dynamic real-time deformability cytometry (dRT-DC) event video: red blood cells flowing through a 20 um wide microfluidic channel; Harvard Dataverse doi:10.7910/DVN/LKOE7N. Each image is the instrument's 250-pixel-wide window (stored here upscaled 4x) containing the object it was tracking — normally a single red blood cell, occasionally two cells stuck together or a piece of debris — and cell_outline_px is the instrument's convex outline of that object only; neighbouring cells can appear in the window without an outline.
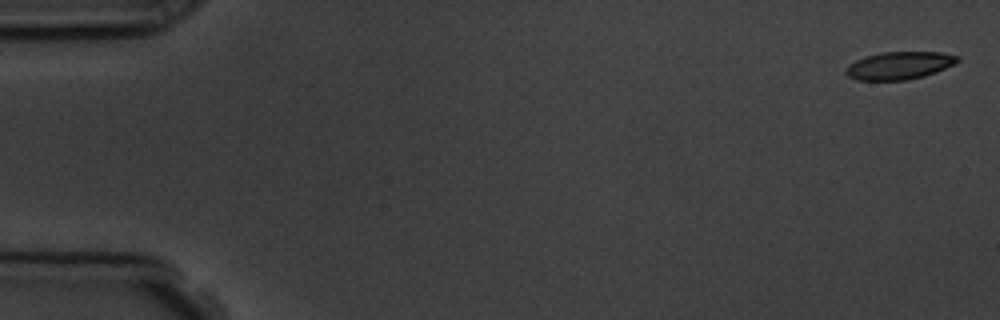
{"species": "common noctule bat (a hibernating species)", "species_latin": "Nyctalus noctula", "temperature_condition": "room temperature", "stored_images_in_passage": 4, "camera_frame_rate_fps": 3000, "um_per_image_px": 0.085, "animal": {"sex": "male", "body_mass_g": 19.5, "forearm_length_mm": 54.6}, "frame": {"image": 1, "passage_image": 1, "time_ms": 0.0, "image_size_px": [1000, 320], "cell_outline_px": [[960, 60], [936, 72], [924, 76], [904, 80], [856, 80], [848, 76], [844, 72], [856, 60], [880, 52], [940, 52], [960, 56]], "centroid_in_image_um": [76.46, 5.57], "position_along_channel_um": 8.5, "area_um2": 17.74}}